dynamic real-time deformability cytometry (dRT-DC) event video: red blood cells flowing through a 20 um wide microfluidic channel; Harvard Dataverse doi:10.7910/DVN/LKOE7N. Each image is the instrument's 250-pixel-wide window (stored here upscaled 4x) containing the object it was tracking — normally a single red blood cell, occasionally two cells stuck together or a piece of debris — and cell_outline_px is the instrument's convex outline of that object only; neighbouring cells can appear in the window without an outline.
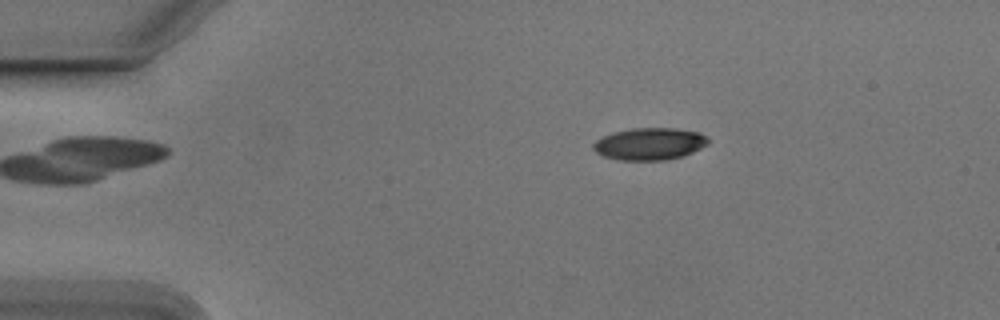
{"species": "Egyptian fruit bat (a non-hibernating species)", "species_latin": "Rousettus aegyptiacus", "temperature_condition": "cold", "stored_images_in_passage": 52, "camera_frame_rate_fps": 3000, "um_per_image_px": 0.085, "animal": {"sex": "male"}, "frame": {"image": 1, "passage_image": 8, "time_ms": 2.333, "image_size_px": [1000, 320], "cell_outline_px": [[708, 144], [692, 152], [668, 160], [620, 160], [604, 156], [596, 152], [592, 148], [592, 144], [596, 140], [612, 132], [632, 128], [676, 128], [696, 132], [704, 136], [708, 140]], "centroid_in_image_um": [55.17, 12.23], "position_along_channel_um": 29.8, "area_um2": 21.33}}
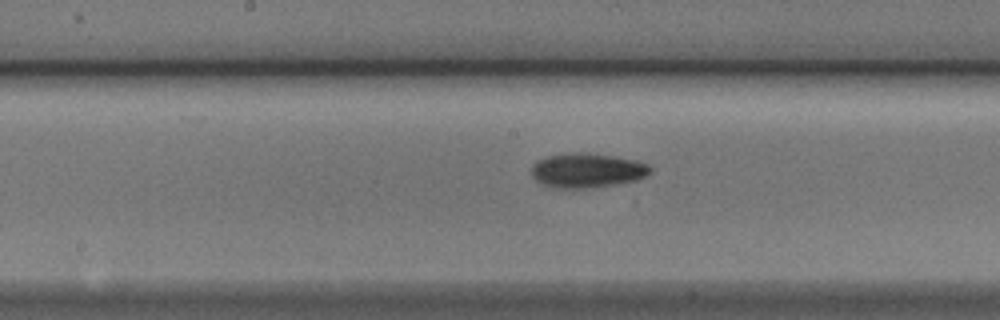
{"frame": {"image": 2, "passage_image": 26, "time_ms": 8.333, "image_size_px": [1000, 320], "cell_outline_px": [[652, 168], [644, 176], [636, 180], [616, 184], [584, 188], [548, 188], [540, 184], [532, 176], [532, 164], [536, 160], [548, 156], [576, 152], [584, 152], [612, 156], [636, 160], [648, 164]], "centroid_in_image_um": [49.84, 14.49], "position_along_channel_um": 198.4, "area_um2": 23.87}}
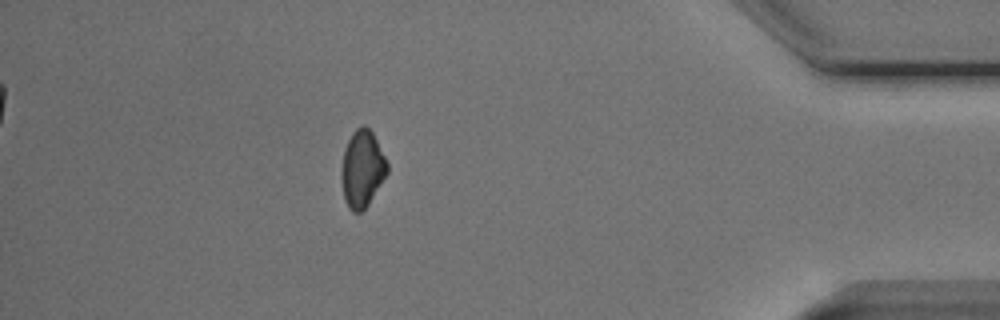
{"frame": {"image": 3, "passage_image": 46, "time_ms": 15.0, "image_size_px": [1000, 320], "cell_outline_px": [[388, 172], [368, 204], [360, 212], [352, 212], [348, 208], [344, 200], [340, 180], [340, 168], [344, 148], [352, 132], [356, 128], [364, 124], [372, 132], [388, 164]], "centroid_in_image_um": [30.74, 14.35], "position_along_channel_um": 404.5, "area_um2": 20.69}, "authors_computed_cell_mechanics": {"area_um2": 21.5305, "velocity_mm_per_s": 3.7784, "shape_relaxation_time_tau1_ms": 2.5545, "shape_relaxation_time_tau2_ms": null, "deformation_change_tau1": 0.1072, "deformation_change_tau2": null}}